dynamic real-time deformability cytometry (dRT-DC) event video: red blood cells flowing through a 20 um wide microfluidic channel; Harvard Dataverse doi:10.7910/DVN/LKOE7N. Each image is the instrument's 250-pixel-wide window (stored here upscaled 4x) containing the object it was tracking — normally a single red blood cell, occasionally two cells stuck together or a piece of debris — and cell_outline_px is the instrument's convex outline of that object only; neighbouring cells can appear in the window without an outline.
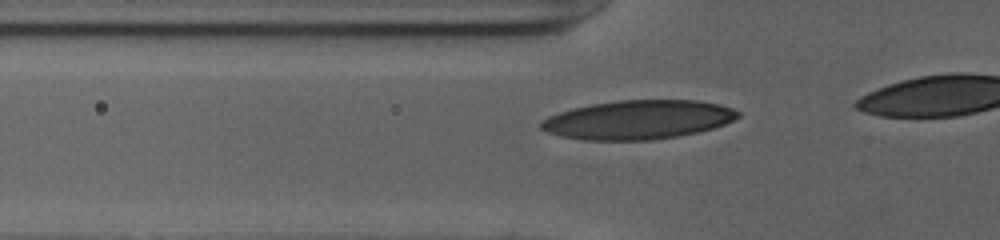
{"species": "human", "species_latin": "Homo sapiens", "temperature_condition": "cold", "stored_images_in_passage": 9, "camera_frame_rate_fps": 3000, "um_per_image_px": 0.085, "donor": {"sex": "female"}, "frame": {"image": 1, "passage_image": 3, "time_ms": 0.667, "image_size_px": [1000, 240], "cell_outline_px": [[740, 116], [724, 124], [700, 132], [652, 140], [584, 140], [560, 136], [548, 132], [540, 128], [540, 120], [548, 116], [572, 108], [592, 104], [620, 100], [696, 100], [720, 104], [732, 108], [740, 112]], "centroid_in_image_um": [54.23, 10.17], "position_along_channel_um": 71.6, "area_um2": 44.74}}
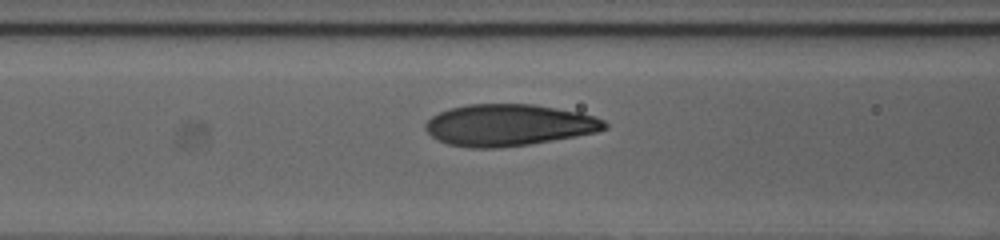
{"frame": {"image": 2, "passage_image": 7, "time_ms": 2.0, "image_size_px": [1000, 240], "cell_outline_px": [[608, 128], [596, 132], [552, 140], [528, 144], [496, 148], [468, 148], [448, 144], [432, 136], [424, 128], [424, 124], [432, 116], [448, 108], [468, 104], [532, 104], [580, 112], [596, 116], [604, 120], [608, 124]], "centroid_in_image_um": [43.24, 10.62], "position_along_channel_um": 123.4, "area_um2": 43.47}}